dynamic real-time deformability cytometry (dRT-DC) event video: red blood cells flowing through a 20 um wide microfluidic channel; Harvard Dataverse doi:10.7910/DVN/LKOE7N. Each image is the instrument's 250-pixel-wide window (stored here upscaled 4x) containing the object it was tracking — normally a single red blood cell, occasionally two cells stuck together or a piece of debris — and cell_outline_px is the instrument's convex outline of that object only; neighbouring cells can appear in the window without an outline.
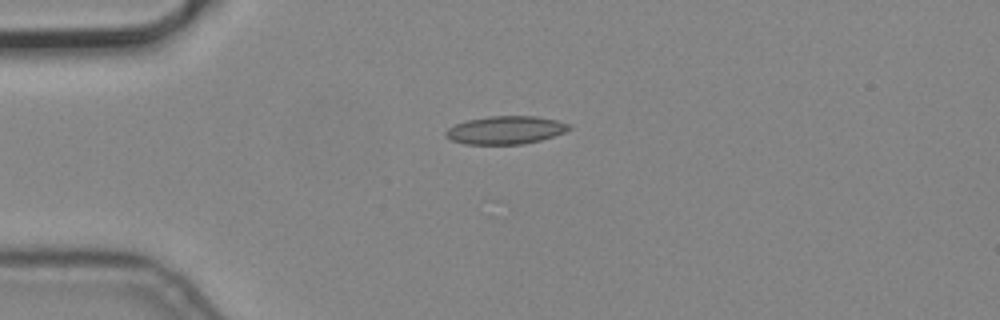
{"species": "common noctule bat (a hibernating species)", "species_latin": "Nyctalus noctula", "temperature_condition": "cold", "stored_images_in_passage": 4, "camera_frame_rate_fps": 3000, "um_per_image_px": 0.085, "animal": {"sex": "male", "body_mass_g": 19.2, "forearm_length_mm": 51.8}, "frame": {"image": 1, "passage_image": 1, "time_ms": 0.0, "image_size_px": [1000, 320], "cell_outline_px": [[572, 128], [564, 132], [540, 140], [524, 144], [464, 144], [452, 140], [444, 132], [448, 128], [456, 124], [468, 120], [488, 116], [536, 116], [556, 120], [572, 124]], "centroid_in_image_um": [43.0, 11.05], "position_along_channel_um": 42.0, "area_um2": 20.06}}
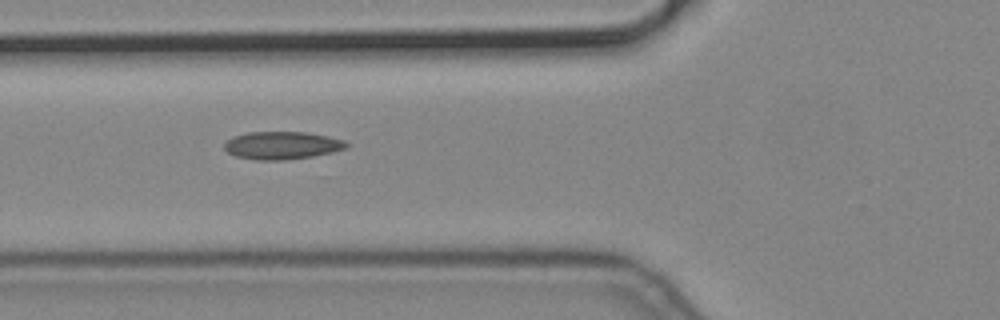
{"frame": {"image": 2, "passage_image": 3, "time_ms": 0.667, "image_size_px": [1000, 320], "cell_outline_px": [[348, 148], [332, 152], [312, 156], [284, 160], [256, 160], [236, 156], [228, 152], [224, 148], [224, 144], [232, 136], [248, 132], [308, 132], [328, 136], [344, 140], [348, 144]], "centroid_in_image_um": [23.98, 12.35], "position_along_channel_um": 101.8, "area_um2": 19.77}}
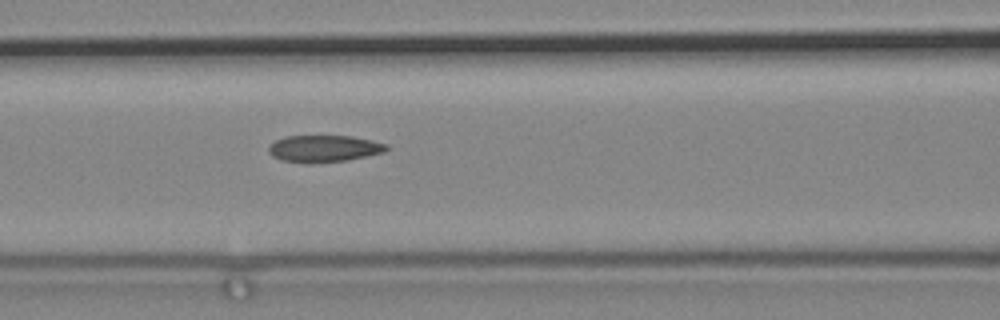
{"frame": {"image": 3, "passage_image": 4, "time_ms": 1.0, "image_size_px": [1000, 320], "cell_outline_px": [[388, 148], [384, 152], [348, 160], [312, 164], [308, 164], [280, 160], [272, 156], [268, 152], [268, 148], [276, 140], [284, 136], [352, 136], [372, 140], [388, 144]], "centroid_in_image_um": [27.53, 12.64], "position_along_channel_um": 139.1, "area_um2": 18.67}}